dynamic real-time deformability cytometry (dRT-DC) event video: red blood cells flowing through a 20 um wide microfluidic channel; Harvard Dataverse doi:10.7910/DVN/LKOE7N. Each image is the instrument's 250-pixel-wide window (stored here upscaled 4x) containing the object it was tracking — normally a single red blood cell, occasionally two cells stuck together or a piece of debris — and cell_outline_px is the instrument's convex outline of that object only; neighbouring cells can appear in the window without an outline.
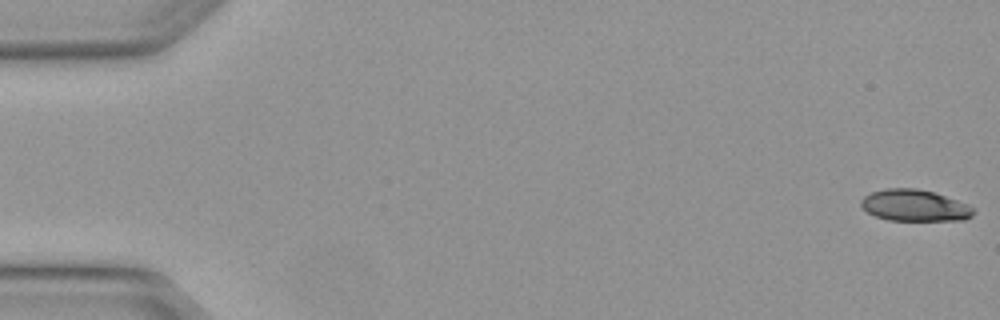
{"species": "Egyptian fruit bat (a non-hibernating species)", "species_latin": "Rousettus aegyptiacus", "temperature_condition": "warm", "stored_images_in_passage": 5, "camera_frame_rate_fps": 3000, "um_per_image_px": 0.085, "animal": {"sex": "female"}, "frame": {"image": 1, "passage_image": 1, "time_ms": 0.0, "image_size_px": [1000, 320], "cell_outline_px": [[976, 212], [972, 216], [964, 220], [888, 220], [876, 216], [868, 212], [860, 204], [860, 200], [864, 196], [872, 192], [884, 188], [916, 188], [932, 192], [968, 204], [976, 208]], "centroid_in_image_um": [77.76, 17.46], "position_along_channel_um": 7.2, "area_um2": 20.63}}
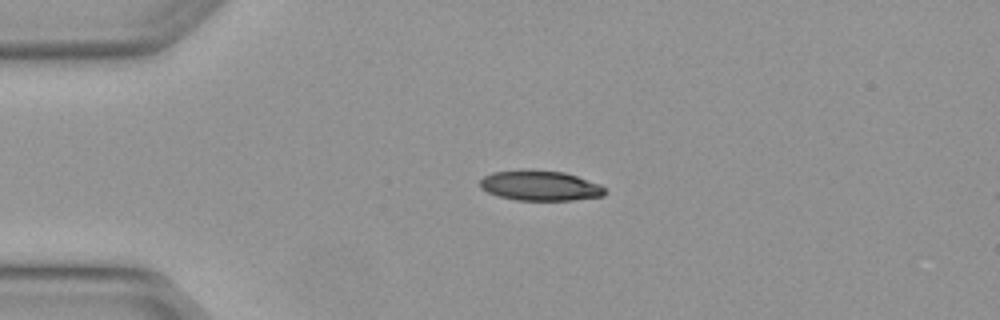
{"frame": {"image": 2, "passage_image": 4, "time_ms": 1.0, "image_size_px": [1000, 320], "cell_outline_px": [[604, 196], [572, 200], [516, 200], [500, 196], [488, 192], [480, 188], [480, 180], [484, 176], [492, 172], [528, 168], [564, 172], [600, 184], [604, 188]], "centroid_in_image_um": [45.88, 15.76], "position_along_channel_um": 39.1, "area_um2": 22.08}}